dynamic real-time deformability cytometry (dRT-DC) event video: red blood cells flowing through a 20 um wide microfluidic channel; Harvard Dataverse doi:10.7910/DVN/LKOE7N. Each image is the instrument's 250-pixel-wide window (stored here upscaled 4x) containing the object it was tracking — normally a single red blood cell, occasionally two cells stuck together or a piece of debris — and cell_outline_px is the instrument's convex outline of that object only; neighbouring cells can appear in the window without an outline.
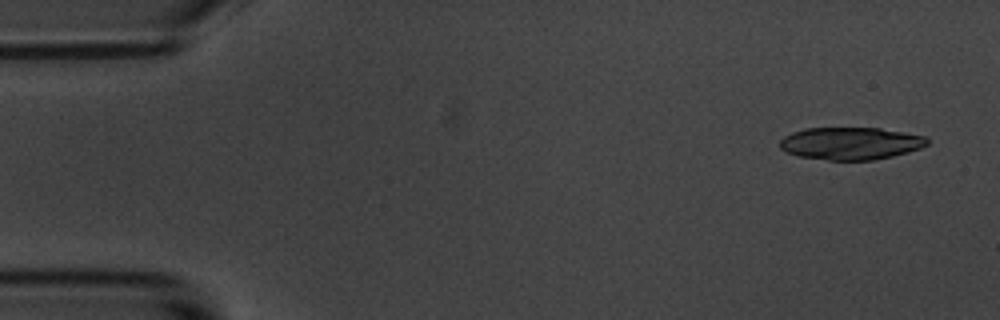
{"species": "common noctule bat (a hibernating species)", "species_latin": "Nyctalus noctula", "temperature_condition": "room temperature", "stored_images_in_passage": 4, "camera_frame_rate_fps": 3000, "um_per_image_px": 0.085, "animal": {"sex": "male", "body_mass_g": 20.1, "forearm_length_mm": 53.5}, "frame": {"image": 1, "passage_image": 1, "time_ms": 0.0, "image_size_px": [1000, 320], "cell_outline_px": [[928, 144], [920, 148], [908, 152], [892, 156], [872, 160], [828, 160], [796, 156], [784, 152], [780, 148], [780, 140], [784, 136], [792, 132], [804, 128], [880, 128], [928, 136]], "centroid_in_image_um": [72.28, 12.19], "position_along_channel_um": 12.7, "area_um2": 28.09}}